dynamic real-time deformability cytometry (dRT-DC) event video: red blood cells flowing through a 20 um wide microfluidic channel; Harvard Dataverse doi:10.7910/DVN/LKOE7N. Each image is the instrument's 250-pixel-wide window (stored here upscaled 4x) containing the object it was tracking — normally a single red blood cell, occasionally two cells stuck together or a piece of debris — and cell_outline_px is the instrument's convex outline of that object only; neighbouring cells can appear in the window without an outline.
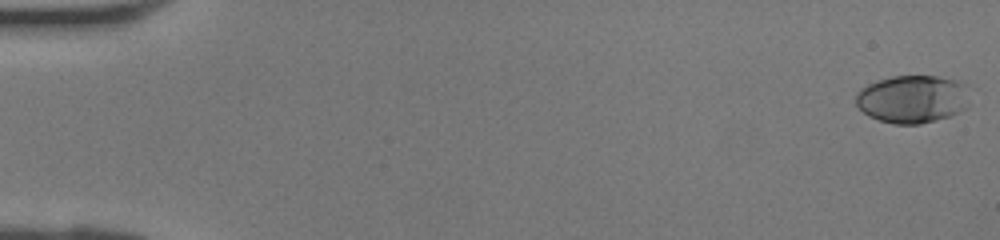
{"species": "human", "species_latin": "Homo sapiens", "temperature_condition": "room temperature", "stored_images_in_passage": 42, "camera_frame_rate_fps": 3000, "um_per_image_px": 0.085, "donor": {"sex": "female"}, "frame": {"image": 1, "passage_image": 1, "time_ms": 0.0, "image_size_px": [1000, 240], "cell_outline_px": [[968, 108], [960, 112], [936, 120], [920, 124], [892, 124], [868, 116], [856, 104], [856, 92], [860, 88], [868, 84], [892, 76], [936, 76], [956, 80], [968, 84]], "centroid_in_image_um": [77.59, 8.42], "position_along_channel_um": 7.4, "area_um2": 32.02}}
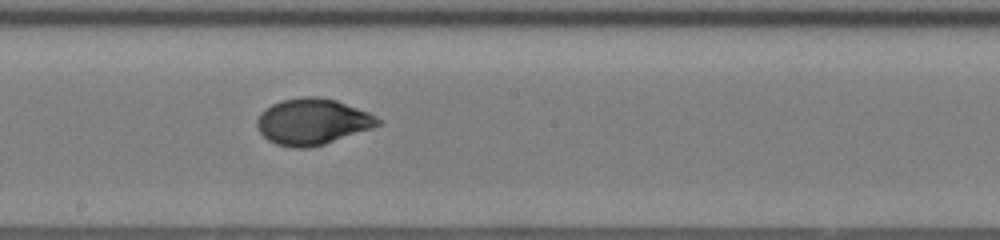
{"frame": {"image": 2, "passage_image": 24, "time_ms": 7.667, "image_size_px": [1000, 240], "cell_outline_px": [[384, 120], [380, 124], [372, 128], [324, 144], [308, 148], [292, 148], [276, 144], [268, 140], [256, 128], [256, 120], [260, 112], [264, 108], [280, 100], [304, 96], [320, 96], [336, 100], [368, 112]], "centroid_in_image_um": [26.53, 10.33], "position_along_channel_um": 221.7, "area_um2": 32.77}}
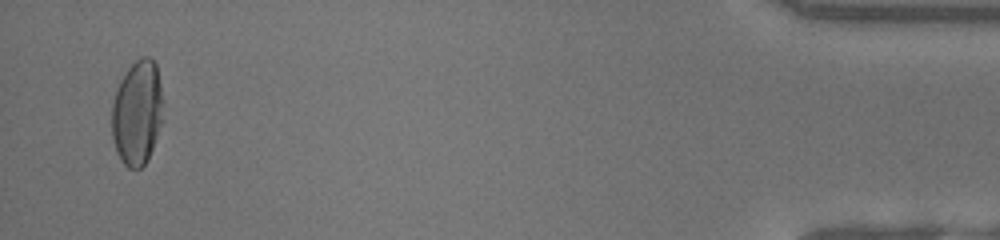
{"frame": {"image": 3, "passage_image": 41, "time_ms": 13.333, "image_size_px": [1000, 240], "cell_outline_px": [[164, 120], [152, 148], [144, 164], [140, 168], [128, 168], [120, 160], [116, 152], [112, 136], [112, 104], [116, 88], [120, 80], [128, 68], [136, 60], [144, 56], [148, 56], [156, 64], [160, 84]], "centroid_in_image_um": [11.66, 9.58], "position_along_channel_um": 423.5, "area_um2": 31.44}}